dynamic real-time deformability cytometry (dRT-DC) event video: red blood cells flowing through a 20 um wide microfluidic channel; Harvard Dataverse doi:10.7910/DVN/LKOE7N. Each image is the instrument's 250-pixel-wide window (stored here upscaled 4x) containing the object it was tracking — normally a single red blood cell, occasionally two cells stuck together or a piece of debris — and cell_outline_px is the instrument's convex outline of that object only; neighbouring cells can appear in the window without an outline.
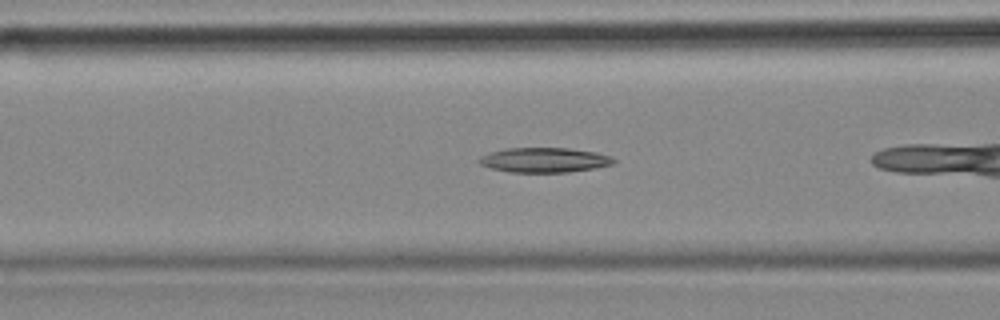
{"species": "common noctule bat (a hibernating species)", "species_latin": "Nyctalus noctula", "temperature_condition": "cold", "stored_images_in_passage": 22, "camera_frame_rate_fps": 3000, "um_per_image_px": 0.085, "animal": {"sex": "female", "body_mass_g": 18.4}, "frame": {"image": 1, "passage_image": 7, "time_ms": 2.0, "image_size_px": [1000, 320], "cell_outline_px": [[616, 160], [612, 164], [592, 168], [568, 172], [508, 172], [492, 168], [480, 164], [480, 156], [504, 148], [568, 148], [596, 152], [612, 156]], "centroid_in_image_um": [46.28, 13.59], "position_along_channel_um": 120.3, "area_um2": 19.25}}
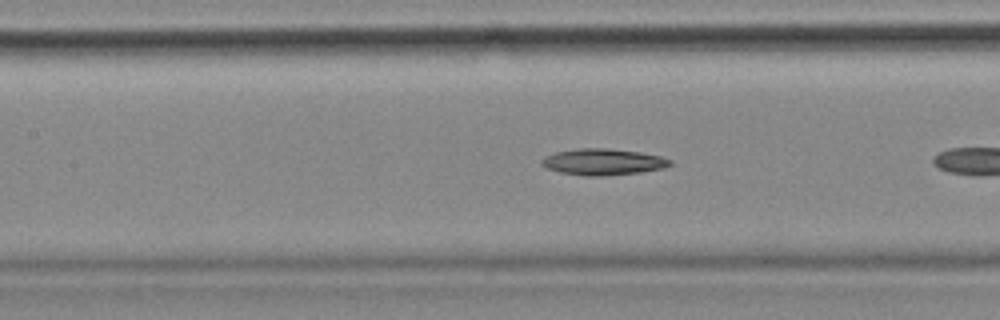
{"frame": {"image": 2, "passage_image": 10, "time_ms": 3.0, "image_size_px": [1000, 320], "cell_outline_px": [[672, 164], [664, 168], [640, 172], [600, 176], [584, 176], [560, 172], [548, 168], [540, 164], [540, 160], [544, 156], [556, 152], [580, 148], [608, 148], [640, 152], [660, 156], [672, 160]], "centroid_in_image_um": [51.25, 13.76], "position_along_channel_um": 156.2, "area_um2": 19.71}}